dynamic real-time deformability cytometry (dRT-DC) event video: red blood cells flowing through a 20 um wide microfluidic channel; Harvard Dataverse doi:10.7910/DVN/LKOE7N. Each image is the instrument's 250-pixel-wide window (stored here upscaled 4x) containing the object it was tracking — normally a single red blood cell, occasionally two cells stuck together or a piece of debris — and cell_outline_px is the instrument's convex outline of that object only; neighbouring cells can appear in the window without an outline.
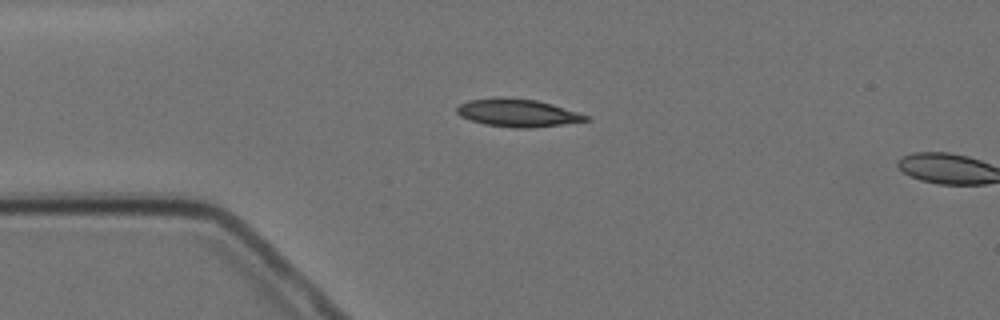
{"species": "Egyptian fruit bat (a non-hibernating species)", "species_latin": "Rousettus aegyptiacus", "temperature_condition": "cold", "stored_images_in_passage": 3, "camera_frame_rate_fps": 3000, "um_per_image_px": 0.085, "animal": {"sex": "female"}, "frame": {"image": 1, "passage_image": 2, "time_ms": 2.0, "image_size_px": [1000, 320], "cell_outline_px": [[592, 120], [532, 128], [516, 128], [484, 124], [460, 116], [456, 112], [456, 108], [460, 104], [468, 100], [496, 96], [504, 96], [536, 100], [552, 104], [588, 116]], "centroid_in_image_um": [43.96, 9.58], "position_along_channel_um": 41.0, "area_um2": 20.98}}